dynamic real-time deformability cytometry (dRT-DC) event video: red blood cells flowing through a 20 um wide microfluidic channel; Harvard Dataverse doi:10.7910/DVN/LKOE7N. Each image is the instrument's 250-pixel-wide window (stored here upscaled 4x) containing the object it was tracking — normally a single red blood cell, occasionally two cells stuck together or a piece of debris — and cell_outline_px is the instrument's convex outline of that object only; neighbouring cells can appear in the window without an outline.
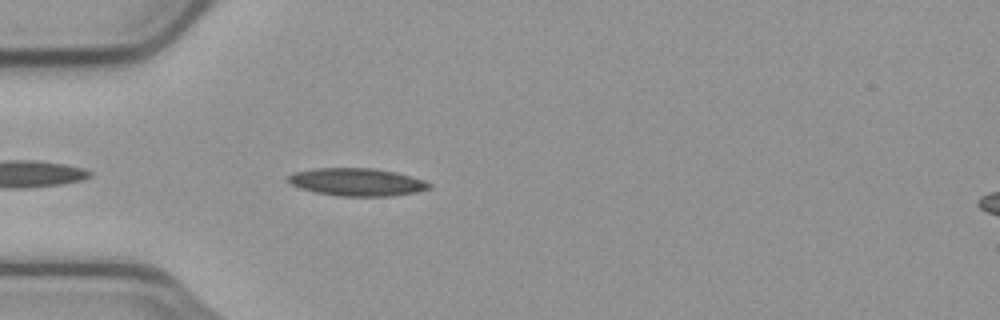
{"species": "common noctule bat (a hibernating species)", "species_latin": "Nyctalus noctula", "temperature_condition": "cold", "stored_images_in_passage": 42, "camera_frame_rate_fps": 3000, "um_per_image_px": 0.085, "animal": {"sex": "male", "body_mass_g": 23.1, "forearm_length_mm": 52.7}, "frame": {"image": 1, "passage_image": 3, "time_ms": 0.667, "image_size_px": [1000, 320], "cell_outline_px": [[432, 188], [416, 192], [392, 196], [336, 196], [316, 192], [300, 188], [284, 180], [284, 176], [292, 172], [316, 168], [372, 168], [396, 172], [424, 180], [432, 184]], "centroid_in_image_um": [30.3, 15.47], "position_along_channel_um": 54.7, "area_um2": 23.06}}
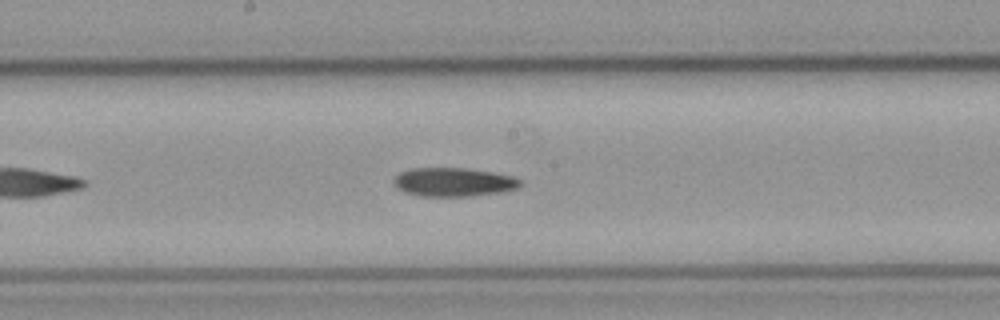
{"frame": {"image": 2, "passage_image": 16, "time_ms": 5.0, "image_size_px": [1000, 320], "cell_outline_px": [[524, 184], [516, 188], [500, 192], [472, 196], [420, 196], [404, 192], [396, 188], [392, 180], [400, 172], [412, 168], [464, 168], [492, 172], [512, 176], [520, 180]], "centroid_in_image_um": [38.52, 15.48], "position_along_channel_um": 209.7, "area_um2": 21.21}}
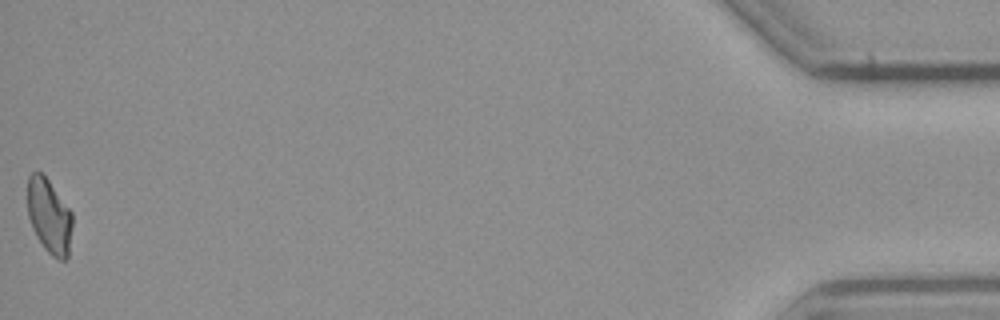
{"frame": {"image": 3, "passage_image": 42, "time_ms": 13.667, "image_size_px": [1000, 320], "cell_outline_px": [[72, 224], [68, 256], [64, 260], [60, 260], [52, 256], [44, 248], [36, 236], [32, 228], [28, 216], [28, 176], [32, 172], [40, 172], [48, 180], [72, 212]], "centroid_in_image_um": [4.18, 18.39], "position_along_channel_um": 431.0, "area_um2": 19.36}, "authors_computed_cell_mechanics": {"area_um2": 21.0103, "velocity_mm_per_s": 3.7295, "shape_relaxation_time_tau1_ms": 6.2213, "shape_relaxation_time_tau2_ms": null, "deformation_change_tau1": 0.1503, "deformation_change_tau2": null}}